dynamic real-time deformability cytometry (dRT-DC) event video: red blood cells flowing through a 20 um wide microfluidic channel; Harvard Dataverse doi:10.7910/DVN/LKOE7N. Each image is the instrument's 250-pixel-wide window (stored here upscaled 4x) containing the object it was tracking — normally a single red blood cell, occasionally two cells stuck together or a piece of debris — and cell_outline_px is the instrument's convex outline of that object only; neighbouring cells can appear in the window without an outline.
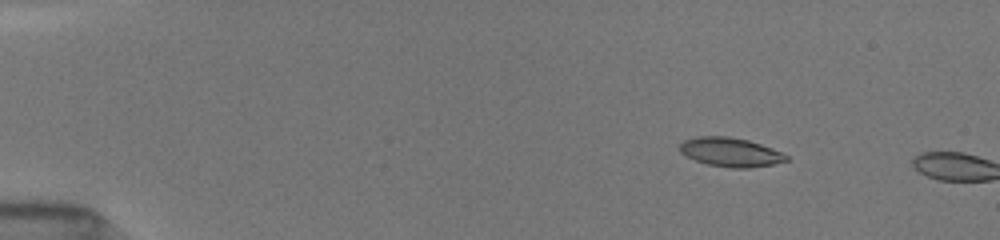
{"species": "common noctule bat (a hibernating species)", "species_latin": "Nyctalus noctula", "temperature_condition": "room temperature", "stored_images_in_passage": 3, "camera_frame_rate_fps": 3000, "um_per_image_px": 0.085, "animal": {"sex": "female", "body_mass_g": 19.5, "forearm_length_mm": 54.1}, "frame": {"image": 1, "passage_image": 1, "time_ms": 0.0, "image_size_px": [1000, 240], "cell_outline_px": [[788, 160], [772, 164], [748, 168], [732, 168], [708, 164], [696, 160], [680, 152], [680, 144], [684, 140], [696, 136], [728, 136], [748, 140], [784, 152], [788, 156]], "centroid_in_image_um": [62.11, 12.92], "position_along_channel_um": 22.9, "area_um2": 17.92}}